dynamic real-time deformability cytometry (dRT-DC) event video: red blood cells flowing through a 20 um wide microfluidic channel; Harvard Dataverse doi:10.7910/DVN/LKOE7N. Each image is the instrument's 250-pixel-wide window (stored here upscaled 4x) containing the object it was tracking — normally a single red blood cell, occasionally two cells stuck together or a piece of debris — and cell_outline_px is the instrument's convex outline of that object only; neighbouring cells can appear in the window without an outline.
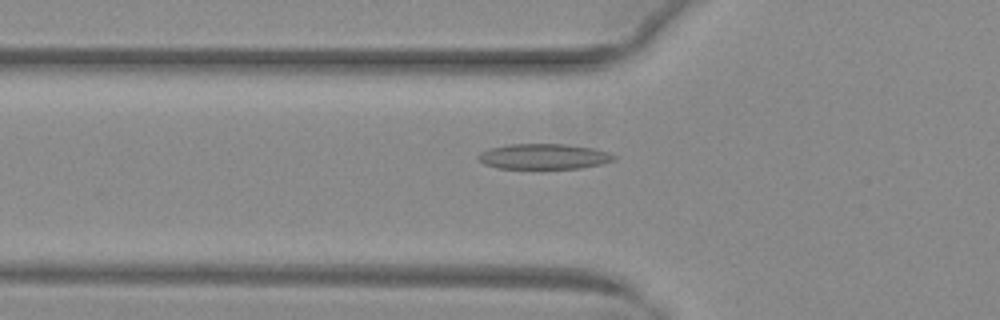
{"species": "common noctule bat (a hibernating species)", "species_latin": "Nyctalus noctula", "temperature_condition": "warm", "stored_images_in_passage": 48, "camera_frame_rate_fps": 3000, "um_per_image_px": 0.085, "animal": {"sex": "female", "body_mass_g": 29.2, "forearm_length_mm": 56.3}, "frame": {"image": 1, "passage_image": 15, "time_ms": 4.667, "image_size_px": [1000, 320], "cell_outline_px": [[616, 160], [604, 164], [580, 168], [500, 168], [484, 164], [476, 156], [480, 152], [488, 148], [508, 144], [564, 144], [596, 148], [608, 152], [616, 156]], "centroid_in_image_um": [46.26, 13.29], "position_along_channel_um": 79.5, "area_um2": 20.23}}
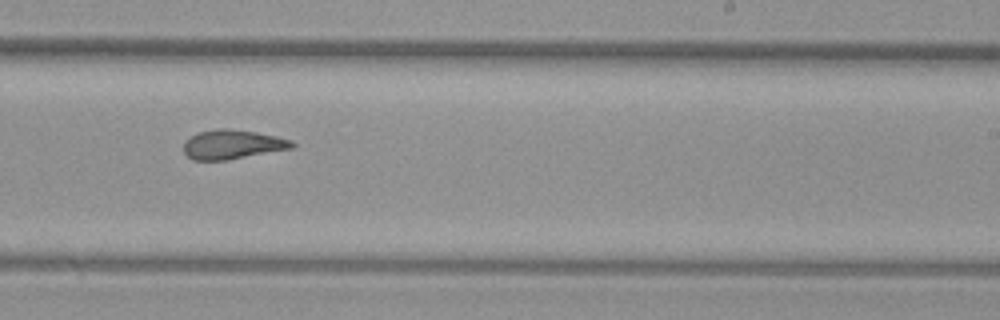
{"frame": {"image": 2, "passage_image": 29, "time_ms": 9.333, "image_size_px": [1000, 320], "cell_outline_px": [[296, 144], [292, 148], [228, 160], [192, 160], [184, 152], [184, 140], [200, 132], [216, 128], [228, 128], [256, 132], [276, 136], [292, 140]], "centroid_in_image_um": [19.75, 12.27], "position_along_channel_um": 269.2, "area_um2": 18.5}}
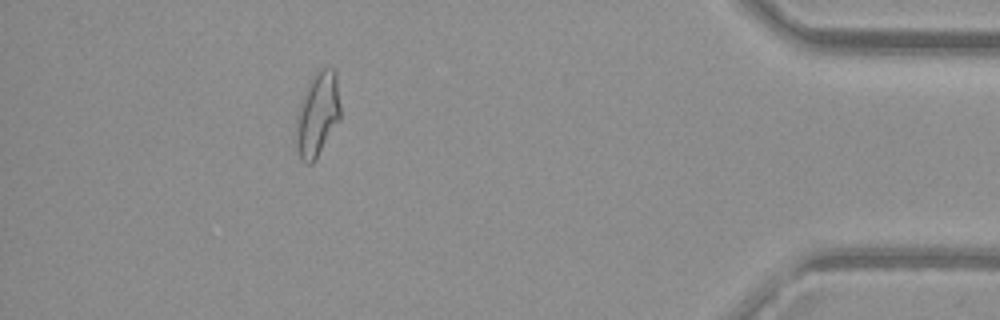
{"frame": {"image": 3, "passage_image": 43, "time_ms": 14.0, "image_size_px": [1000, 320], "cell_outline_px": [[340, 116], [316, 160], [312, 164], [304, 164], [300, 160], [296, 144], [296, 116], [300, 100], [308, 80], [320, 68], [332, 68], [336, 72], [340, 104]], "centroid_in_image_um": [26.95, 9.71], "position_along_channel_um": 408.2, "area_um2": 21.96}}